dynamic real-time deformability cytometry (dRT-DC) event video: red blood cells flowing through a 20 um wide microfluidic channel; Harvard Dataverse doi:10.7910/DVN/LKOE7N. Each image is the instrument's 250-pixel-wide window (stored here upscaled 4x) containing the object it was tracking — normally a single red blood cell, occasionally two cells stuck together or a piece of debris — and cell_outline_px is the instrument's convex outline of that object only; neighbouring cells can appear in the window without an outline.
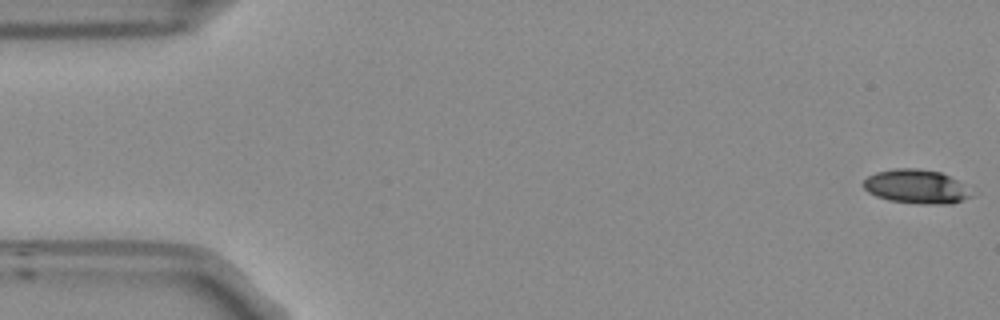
{"species": "Egyptian fruit bat (a non-hibernating species)", "species_latin": "Rousettus aegyptiacus", "temperature_condition": "room temperature", "stored_images_in_passage": 49, "camera_frame_rate_fps": 3000, "um_per_image_px": 0.085, "frame": {"image": 1, "passage_image": 1, "time_ms": 0.0, "image_size_px": [1000, 320], "cell_outline_px": [[972, 196], [964, 200], [952, 204], [920, 204], [888, 200], [876, 196], [868, 192], [864, 188], [864, 180], [868, 176], [876, 172], [896, 168], [916, 168], [940, 172], [956, 180]], "centroid_in_image_um": [77.83, 15.87], "position_along_channel_um": 7.2, "area_um2": 21.1}}
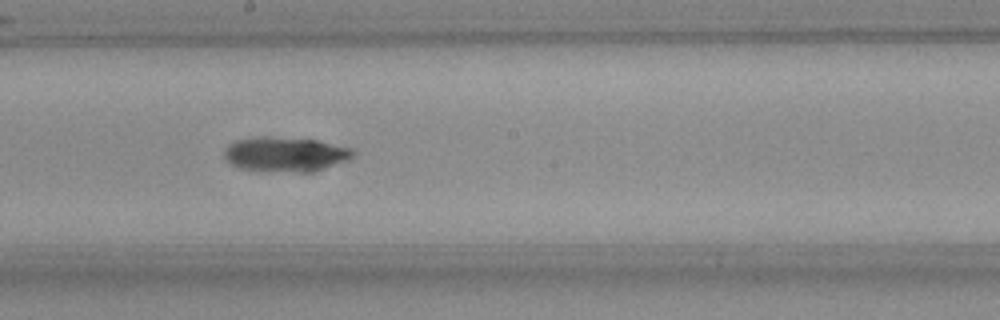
{"frame": {"image": 2, "passage_image": 29, "time_ms": 9.333, "image_size_px": [1000, 320], "cell_outline_px": [[356, 152], [348, 160], [320, 168], [240, 168], [232, 164], [224, 156], [224, 148], [228, 144], [236, 140], [264, 136], [316, 140], [352, 148]], "centroid_in_image_um": [24.23, 13.02], "position_along_channel_um": 224.0, "area_um2": 24.16}}
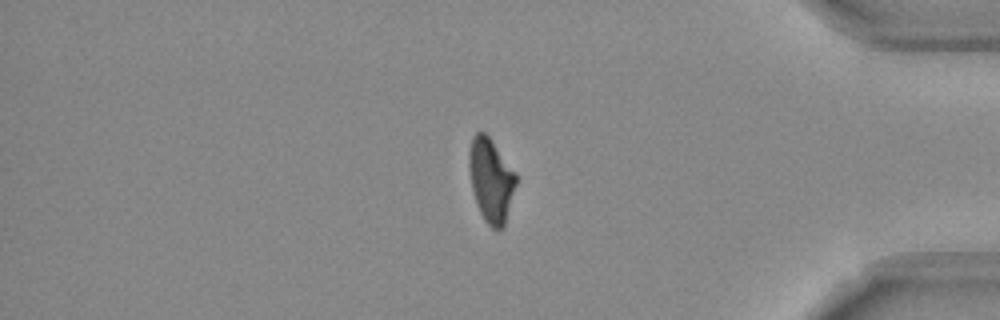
{"frame": {"image": 3, "passage_image": 45, "time_ms": 14.667, "image_size_px": [1000, 320], "cell_outline_px": [[516, 184], [504, 224], [500, 228], [492, 228], [484, 220], [480, 212], [472, 188], [468, 164], [468, 152], [472, 136], [476, 132], [484, 132], [488, 136], [516, 172]], "centroid_in_image_um": [41.71, 15.26], "position_along_channel_um": 393.5, "area_um2": 22.54}}